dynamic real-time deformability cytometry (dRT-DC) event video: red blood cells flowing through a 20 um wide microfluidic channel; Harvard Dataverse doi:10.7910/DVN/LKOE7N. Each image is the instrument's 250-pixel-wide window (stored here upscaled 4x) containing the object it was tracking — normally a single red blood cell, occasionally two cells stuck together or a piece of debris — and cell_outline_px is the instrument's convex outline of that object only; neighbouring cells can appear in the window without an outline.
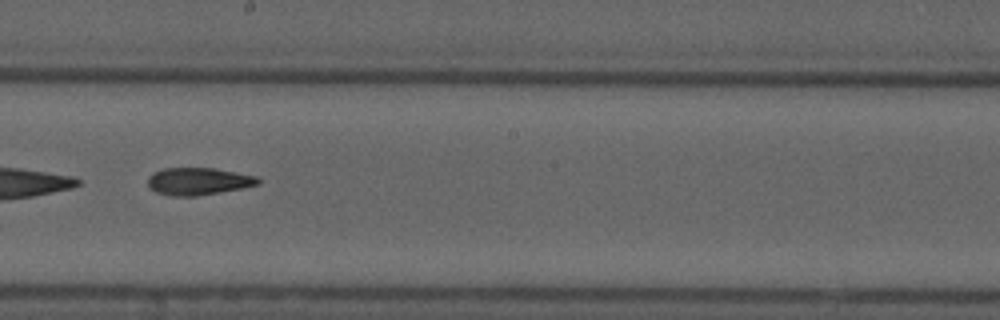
{"species": "common noctule bat (a hibernating species)", "species_latin": "Nyctalus noctula", "temperature_condition": "cold", "stored_images_in_passage": 13, "camera_frame_rate_fps": 3000, "um_per_image_px": 0.085, "animal": {"sex": "male", "forearm_length_mm": 52.5}, "frame": {"image": 1, "passage_image": 8, "time_ms": 9.333, "image_size_px": [1000, 320], "cell_outline_px": [[260, 184], [240, 188], [196, 196], [172, 196], [156, 192], [148, 184], [148, 176], [152, 172], [164, 168], [212, 168], [256, 176], [260, 180]], "centroid_in_image_um": [16.82, 15.4], "position_along_channel_um": 231.4, "area_um2": 17.34}}
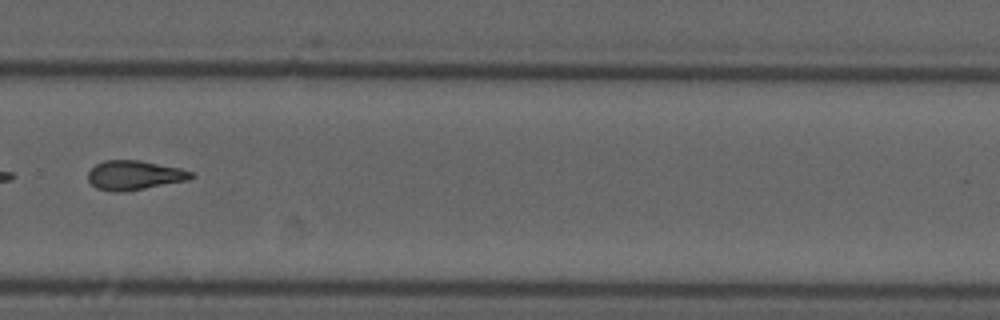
{"frame": {"image": 2, "passage_image": 10, "time_ms": 11.667, "image_size_px": [1000, 320], "cell_outline_px": [[196, 176], [188, 180], [144, 188], [120, 192], [112, 192], [96, 188], [88, 180], [88, 172], [96, 164], [104, 160], [140, 160], [180, 168], [192, 172]], "centroid_in_image_um": [11.41, 14.89], "position_along_channel_um": 318.4, "area_um2": 17.57}}